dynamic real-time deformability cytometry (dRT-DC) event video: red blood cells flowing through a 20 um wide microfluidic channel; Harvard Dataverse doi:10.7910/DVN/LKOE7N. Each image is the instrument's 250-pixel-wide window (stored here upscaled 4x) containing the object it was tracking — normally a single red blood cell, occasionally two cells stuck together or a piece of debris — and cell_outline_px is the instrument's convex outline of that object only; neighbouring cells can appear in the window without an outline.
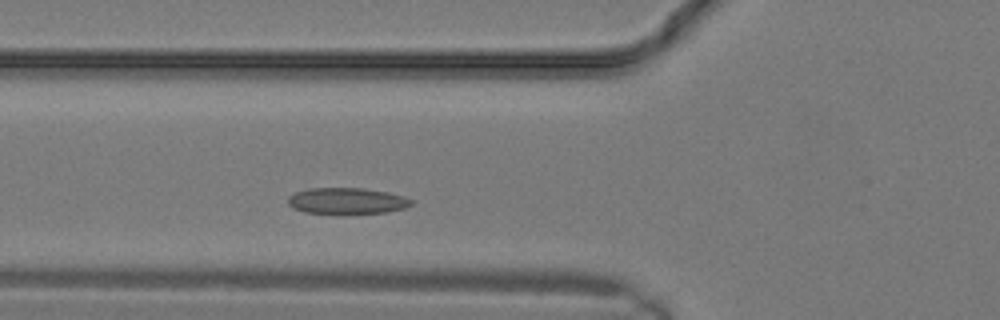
{"species": "common noctule bat (a hibernating species)", "species_latin": "Nyctalus noctula", "temperature_condition": "warm", "stored_images_in_passage": 5, "camera_frame_rate_fps": 3000, "um_per_image_px": 0.085, "animal": {"sex": "male", "body_mass_g": 19.2, "forearm_length_mm": 51.8}, "frame": {"image": 1, "passage_image": 5, "time_ms": 1.333, "image_size_px": [1000, 320], "cell_outline_px": [[412, 204], [404, 208], [388, 212], [304, 212], [292, 208], [288, 204], [288, 196], [296, 192], [308, 188], [364, 188], [388, 192], [404, 196], [412, 200]], "centroid_in_image_um": [29.48, 17.05], "position_along_channel_um": 96.3, "area_um2": 18.44}}